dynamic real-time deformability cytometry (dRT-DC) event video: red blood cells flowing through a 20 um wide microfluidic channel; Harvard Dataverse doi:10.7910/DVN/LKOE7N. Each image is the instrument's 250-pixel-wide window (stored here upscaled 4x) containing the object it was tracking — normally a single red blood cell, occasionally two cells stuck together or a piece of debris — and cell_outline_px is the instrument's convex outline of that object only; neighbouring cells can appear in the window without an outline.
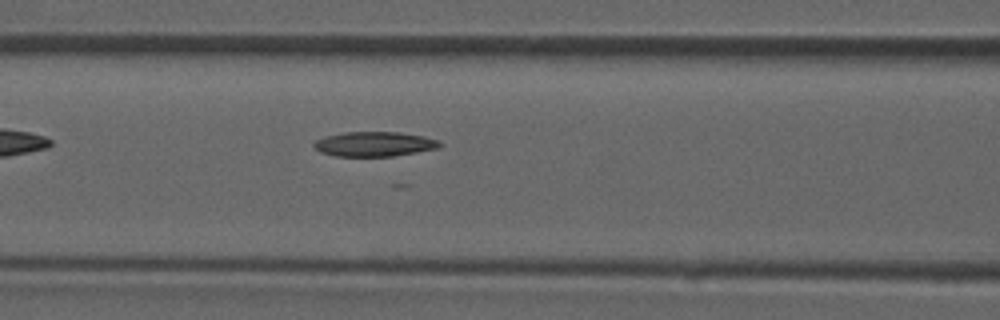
{"species": "common noctule bat (a hibernating species)", "species_latin": "Nyctalus noctula", "temperature_condition": "room temperature", "stored_images_in_passage": 4, "camera_frame_rate_fps": 3000, "um_per_image_px": 0.085, "animal": {"sex": "male", "forearm_length_mm": 52.5}, "frame": {"image": 1, "passage_image": 4, "time_ms": 1.0, "image_size_px": [1000, 320], "cell_outline_px": [[444, 144], [436, 148], [416, 152], [392, 156], [332, 156], [320, 152], [312, 144], [316, 140], [324, 136], [344, 132], [400, 132], [424, 136], [440, 140]], "centroid_in_image_um": [31.81, 12.24], "position_along_channel_um": 134.8, "area_um2": 18.21}}